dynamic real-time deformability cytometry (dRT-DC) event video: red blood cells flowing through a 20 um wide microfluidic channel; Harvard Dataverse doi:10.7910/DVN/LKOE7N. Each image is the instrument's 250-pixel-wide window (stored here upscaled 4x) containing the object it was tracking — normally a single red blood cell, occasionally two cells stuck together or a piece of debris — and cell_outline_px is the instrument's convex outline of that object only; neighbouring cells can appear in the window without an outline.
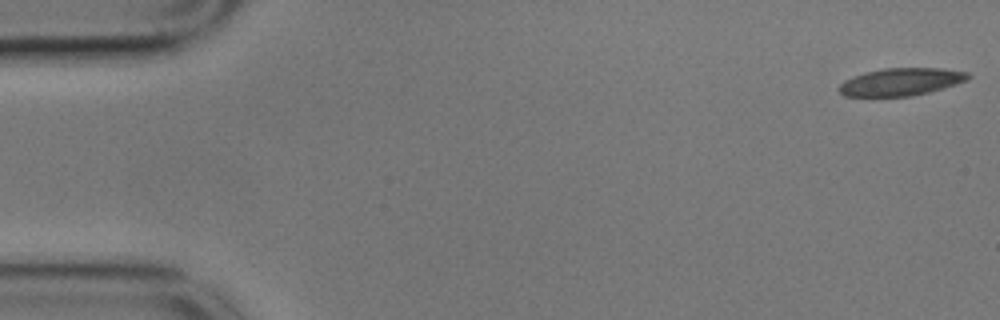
{"species": "common noctule bat (a hibernating species)", "species_latin": "Nyctalus noctula", "temperature_condition": "cold", "stored_images_in_passage": 55, "camera_frame_rate_fps": 3000, "um_per_image_px": 0.085, "animal": {"sex": "male", "body_mass_g": 17.9}, "frame": {"image": 1, "passage_image": 1, "time_ms": 0.0, "image_size_px": [1000, 320], "cell_outline_px": [[972, 76], [968, 80], [944, 88], [912, 96], [844, 96], [836, 88], [844, 80], [868, 72], [884, 68], [940, 68], [968, 72]], "centroid_in_image_um": [76.61, 6.96], "position_along_channel_um": 8.4, "area_um2": 20.63}}
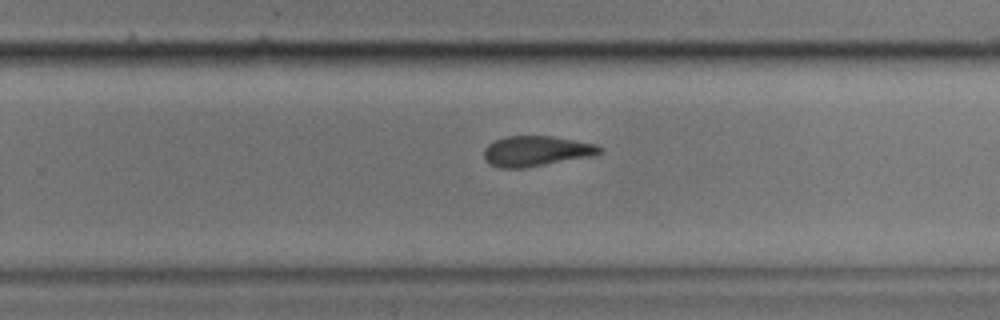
{"frame": {"image": 2, "passage_image": 35, "time_ms": 11.333, "image_size_px": [1000, 320], "cell_outline_px": [[604, 152], [596, 156], [528, 168], [500, 168], [488, 164], [484, 160], [484, 148], [488, 144], [496, 140], [508, 136], [552, 136], [596, 144], [604, 148]], "centroid_in_image_um": [45.63, 12.86], "position_along_channel_um": 284.2, "area_um2": 20.98}}
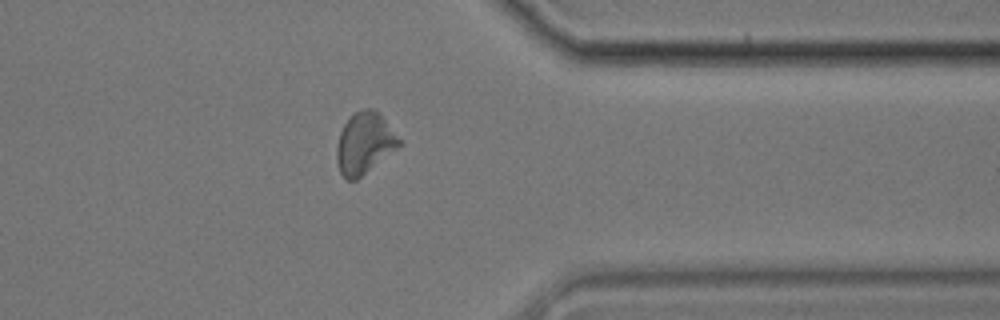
{"frame": {"image": 3, "passage_image": 44, "time_ms": 14.333, "image_size_px": [1000, 320], "cell_outline_px": [[404, 144], [356, 180], [348, 180], [340, 172], [336, 160], [336, 148], [340, 132], [344, 124], [356, 112], [364, 108], [372, 108], [404, 140]], "centroid_in_image_um": [31.02, 12.19], "position_along_channel_um": 380.4, "area_um2": 22.31}, "authors_computed_cell_mechanics": {"area_um2": 21.7328, "velocity_mm_per_s": 3.5178, "shape_relaxation_time_tau1_ms": 5.4684, "shape_relaxation_time_tau2_ms": 4.2176, "deformation_change_tau1": 0.1037, "deformation_change_tau2": 0.1145}}